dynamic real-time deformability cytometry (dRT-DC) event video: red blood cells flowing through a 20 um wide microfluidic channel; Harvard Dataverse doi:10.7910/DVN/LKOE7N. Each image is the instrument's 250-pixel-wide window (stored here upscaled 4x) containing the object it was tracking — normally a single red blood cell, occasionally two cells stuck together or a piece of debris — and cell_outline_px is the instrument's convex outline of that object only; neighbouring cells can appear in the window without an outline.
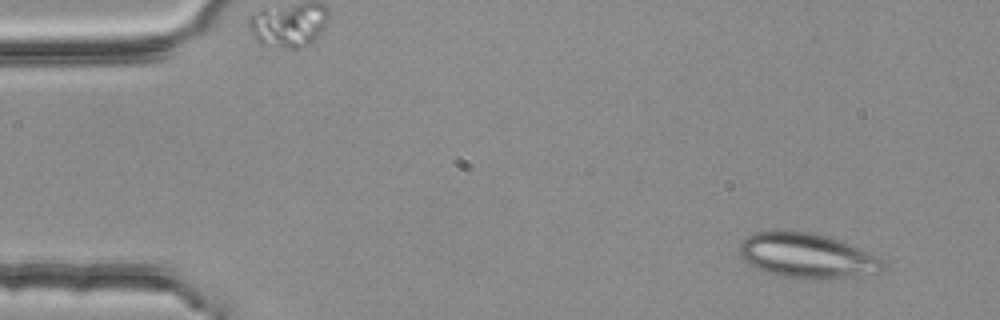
{"species": "common noctule bat (a hibernating species)", "species_latin": "Nyctalus noctula", "temperature_condition": "room temperature", "stored_images_in_passage": 3, "camera_frame_rate_fps": 3000, "um_per_image_px": 0.085, "animal": {"sex": "female", "body_mass_g": 25.1}, "frame": {"image": 1, "passage_image": 1, "time_ms": 0.0, "image_size_px": [1000, 320], "cell_outline_px": [[888, 264], [880, 272], [832, 280], [812, 280], [780, 276], [764, 272], [748, 264], [740, 256], [740, 244], [748, 236], [756, 232], [784, 228], [812, 232], [840, 240], [876, 256]], "centroid_in_image_um": [68.58, 21.74], "position_along_channel_um": 16.4, "area_um2": 38.38}}